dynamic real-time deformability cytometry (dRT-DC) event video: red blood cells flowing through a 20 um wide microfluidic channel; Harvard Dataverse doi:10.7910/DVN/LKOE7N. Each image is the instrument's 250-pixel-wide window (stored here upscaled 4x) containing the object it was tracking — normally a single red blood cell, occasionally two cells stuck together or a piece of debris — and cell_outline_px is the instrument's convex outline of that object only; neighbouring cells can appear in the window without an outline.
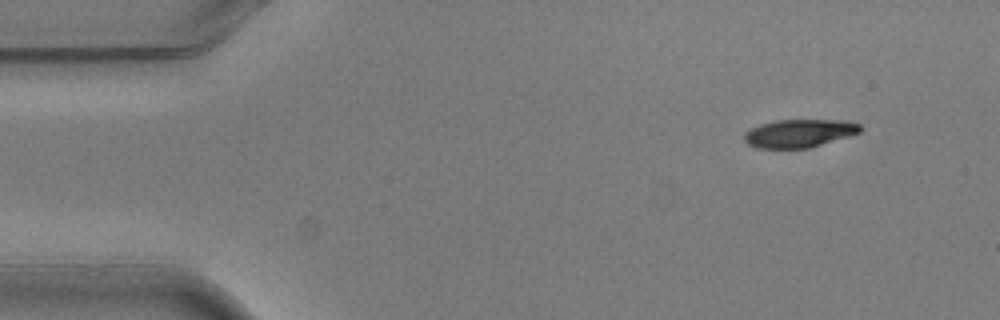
{"species": "common noctule bat (a hibernating species)", "species_latin": "Nyctalus noctula", "temperature_condition": "warm", "stored_images_in_passage": 2, "camera_frame_rate_fps": 3000, "um_per_image_px": 0.085, "animal": {"sex": "male", "body_mass_g": 20.5, "forearm_length_mm": 52.5}, "frame": {"image": 1, "passage_image": 2, "time_ms": 0.333, "image_size_px": [1000, 320], "cell_outline_px": [[860, 132], [848, 136], [808, 148], [756, 148], [748, 144], [744, 140], [744, 132], [760, 124], [776, 120], [848, 120], [860, 124]], "centroid_in_image_um": [67.91, 11.32], "position_along_channel_um": 17.1, "area_um2": 18.9}}